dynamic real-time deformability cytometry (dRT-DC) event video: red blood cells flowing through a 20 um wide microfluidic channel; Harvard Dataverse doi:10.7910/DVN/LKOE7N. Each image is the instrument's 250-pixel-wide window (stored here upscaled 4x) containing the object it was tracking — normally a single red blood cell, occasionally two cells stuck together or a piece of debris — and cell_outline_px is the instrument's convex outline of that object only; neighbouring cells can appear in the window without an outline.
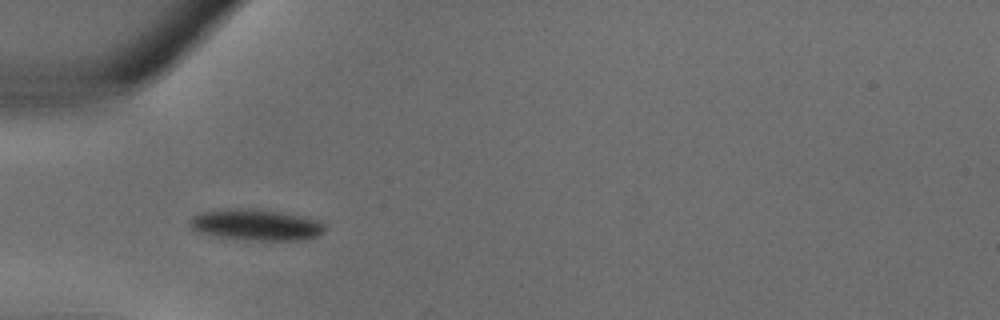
{"species": "common noctule bat (a hibernating species)", "species_latin": "Nyctalus noctula", "temperature_condition": "warm", "stored_images_in_passage": 35, "camera_frame_rate_fps": 3000, "um_per_image_px": 0.085, "animal": {"sex": "male", "body_mass_g": 18.8}, "frame": {"image": 1, "passage_image": 11, "time_ms": 3.333, "image_size_px": [1000, 320], "cell_outline_px": [[324, 232], [320, 236], [296, 240], [252, 240], [220, 236], [200, 232], [192, 228], [188, 224], [188, 220], [192, 216], [200, 212], [216, 208], [256, 208], [280, 212], [320, 220], [324, 224]], "centroid_in_image_um": [21.74, 19.08], "position_along_channel_um": 63.3, "area_um2": 24.68}}
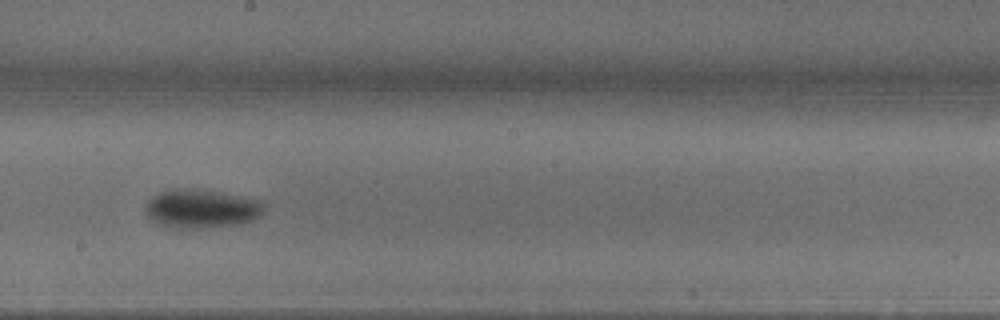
{"frame": {"image": 2, "passage_image": 20, "time_ms": 6.333, "image_size_px": [1000, 320], "cell_outline_px": [[264, 208], [252, 220], [236, 224], [208, 228], [180, 228], [160, 224], [152, 220], [148, 216], [148, 204], [160, 192], [216, 192], [260, 200], [264, 204]], "centroid_in_image_um": [17.19, 17.81], "position_along_channel_um": 231.0, "area_um2": 24.85}}
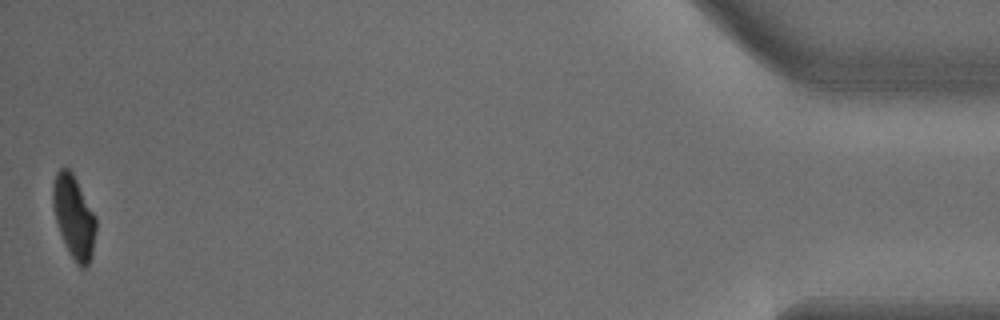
{"frame": {"image": 3, "passage_image": 35, "time_ms": 11.333, "image_size_px": [1000, 320], "cell_outline_px": [[96, 232], [92, 256], [88, 264], [84, 268], [80, 268], [76, 264], [60, 232], [52, 208], [52, 184], [56, 172], [60, 168], [68, 168], [72, 172], [96, 216]], "centroid_in_image_um": [6.28, 18.41], "position_along_channel_um": 428.9, "area_um2": 20.75}}